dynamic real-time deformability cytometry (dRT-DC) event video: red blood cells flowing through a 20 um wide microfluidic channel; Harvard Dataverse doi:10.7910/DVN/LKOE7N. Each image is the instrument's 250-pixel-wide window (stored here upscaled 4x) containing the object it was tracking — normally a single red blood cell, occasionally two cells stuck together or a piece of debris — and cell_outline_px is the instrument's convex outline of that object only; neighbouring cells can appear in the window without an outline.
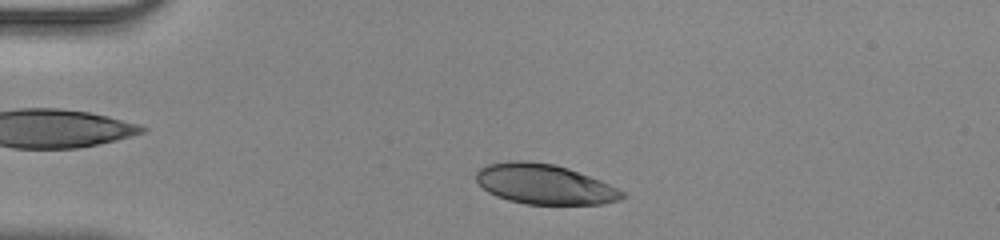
{"species": "human", "species_latin": "Homo sapiens", "temperature_condition": "room temperature", "stored_images_in_passage": 35, "camera_frame_rate_fps": 3000, "um_per_image_px": 0.085, "donor": {"sex": "male"}, "frame": {"image": 1, "passage_image": 4, "time_ms": 1.0, "image_size_px": [1000, 240], "cell_outline_px": [[624, 196], [620, 200], [604, 204], [524, 204], [508, 200], [496, 196], [488, 192], [476, 180], [476, 172], [480, 168], [488, 164], [508, 160], [524, 160], [552, 164], [568, 168], [600, 180], [624, 192]], "centroid_in_image_um": [46.25, 15.65], "position_along_channel_um": 38.7, "area_um2": 33.99}}
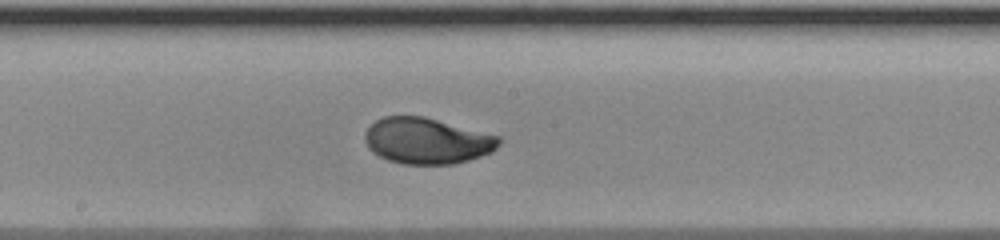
{"frame": {"image": 2, "passage_image": 19, "time_ms": 6.0, "image_size_px": [1000, 240], "cell_outline_px": [[500, 144], [492, 152], [468, 160], [452, 164], [404, 164], [388, 160], [372, 152], [368, 148], [364, 140], [364, 132], [376, 120], [384, 116], [424, 116], [500, 136]], "centroid_in_image_um": [36.28, 11.97], "position_along_channel_um": 211.9, "area_um2": 36.01}}
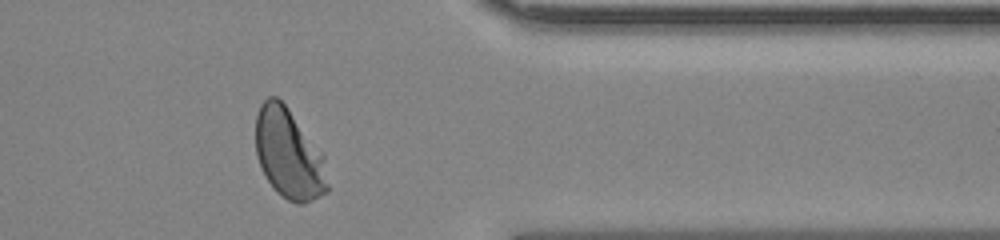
{"frame": {"image": 3, "passage_image": 32, "time_ms": 10.333, "image_size_px": [1000, 240], "cell_outline_px": [[328, 192], [304, 204], [296, 204], [288, 200], [276, 192], [268, 180], [256, 156], [256, 116], [260, 104], [268, 96], [276, 96], [288, 108], [324, 152], [328, 184]], "centroid_in_image_um": [24.58, 13.08], "position_along_channel_um": 386.8, "area_um2": 38.09}}